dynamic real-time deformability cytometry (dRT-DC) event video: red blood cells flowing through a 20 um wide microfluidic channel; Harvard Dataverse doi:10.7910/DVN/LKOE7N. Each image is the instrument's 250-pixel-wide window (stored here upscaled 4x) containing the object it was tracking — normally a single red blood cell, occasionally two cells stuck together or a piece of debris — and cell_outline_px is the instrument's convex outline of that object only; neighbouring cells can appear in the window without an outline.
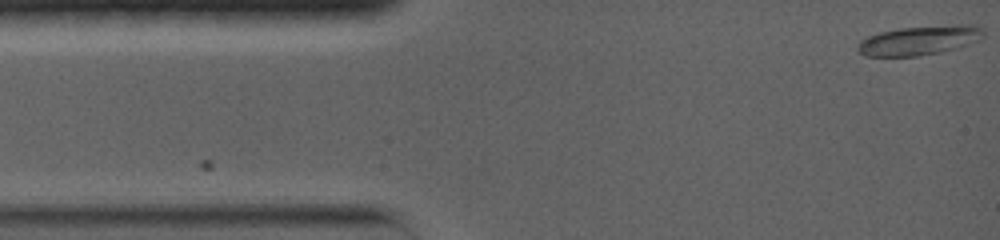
{"species": "common noctule bat (a hibernating species)", "species_latin": "Nyctalus noctula", "temperature_condition": "warm", "stored_images_in_passage": 72, "camera_frame_rate_fps": 5000, "um_per_image_px": 0.085, "animal": {"sex": "female", "body_mass_g": 19.0, "forearm_length_mm": 56.7}, "frame": {"image": 1, "passage_image": 1, "time_ms": 0.0, "image_size_px": [1000, 240], "cell_outline_px": [[984, 36], [980, 40], [956, 48], [940, 52], [920, 56], [864, 56], [856, 48], [856, 44], [860, 40], [868, 36], [880, 32], [900, 28], [952, 24], [976, 24], [984, 32]], "centroid_in_image_um": [78.15, 3.42], "position_along_channel_um": 6.8, "area_um2": 21.73}}
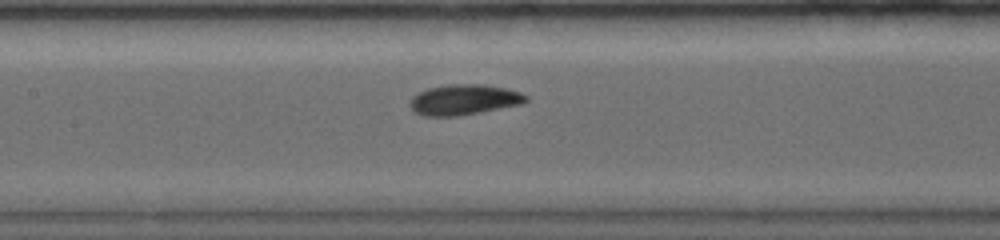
{"frame": {"image": 2, "passage_image": 32, "time_ms": 6.2, "image_size_px": [1000, 240], "cell_outline_px": [[528, 100], [524, 104], [456, 116], [424, 116], [416, 112], [408, 104], [412, 96], [428, 88], [448, 84], [484, 84], [508, 88], [520, 92], [528, 96]], "centroid_in_image_um": [39.47, 8.46], "position_along_channel_um": 167.9, "area_um2": 20.69}}
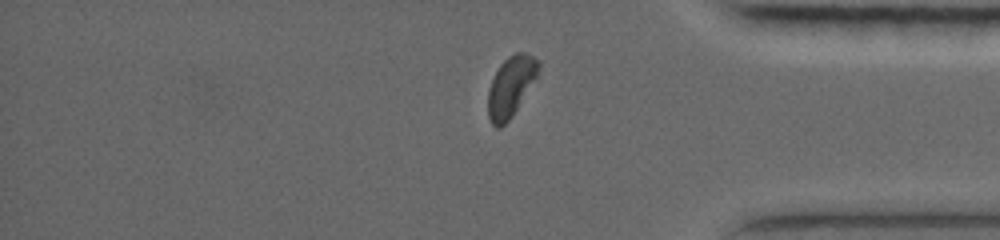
{"frame": {"image": 3, "passage_image": 63, "time_ms": 12.4, "image_size_px": [1000, 240], "cell_outline_px": [[540, 68], [536, 76], [512, 116], [500, 128], [496, 128], [492, 124], [488, 116], [488, 88], [500, 64], [508, 56], [516, 52], [524, 52], [540, 60]], "centroid_in_image_um": [43.4, 7.33], "position_along_channel_um": 391.8, "area_um2": 17.46}, "authors_computed_cell_mechanics": {"area_um2": 19.4497, "velocity_mm_per_s": 3.8145, "shape_relaxation_time_tau1_ms": 3.2221, "shape_relaxation_time_tau2_ms": 2.2914, "deformation_change_tau1": 0.1467, "deformation_change_tau2": 0.0334}}